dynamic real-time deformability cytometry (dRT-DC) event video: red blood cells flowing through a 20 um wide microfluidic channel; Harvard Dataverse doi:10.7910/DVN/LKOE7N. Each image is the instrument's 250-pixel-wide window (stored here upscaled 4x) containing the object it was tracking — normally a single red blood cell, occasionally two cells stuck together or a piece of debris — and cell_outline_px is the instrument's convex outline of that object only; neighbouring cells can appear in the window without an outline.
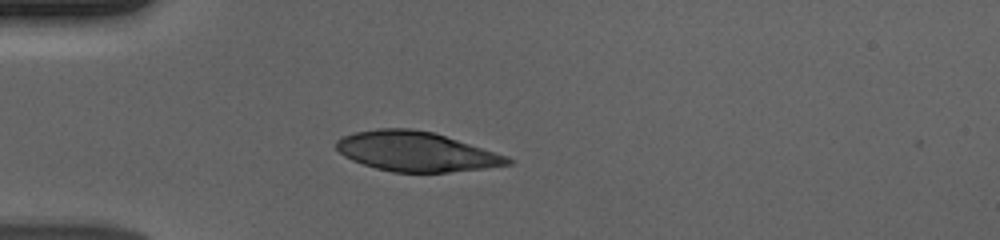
{"species": "human", "species_latin": "Homo sapiens", "temperature_condition": "cold", "stored_images_in_passage": 41, "camera_frame_rate_fps": 3000, "um_per_image_px": 0.085, "donor": {"sex": "male"}, "frame": {"image": 1, "passage_image": 1, "time_ms": 0.0, "image_size_px": [1000, 240], "cell_outline_px": [[516, 160], [512, 164], [484, 168], [448, 172], [392, 172], [376, 168], [352, 160], [344, 156], [336, 148], [336, 140], [352, 132], [376, 128], [412, 128], [432, 132], [508, 156]], "centroid_in_image_um": [35.36, 12.87], "position_along_channel_um": 49.6, "area_um2": 39.54}}
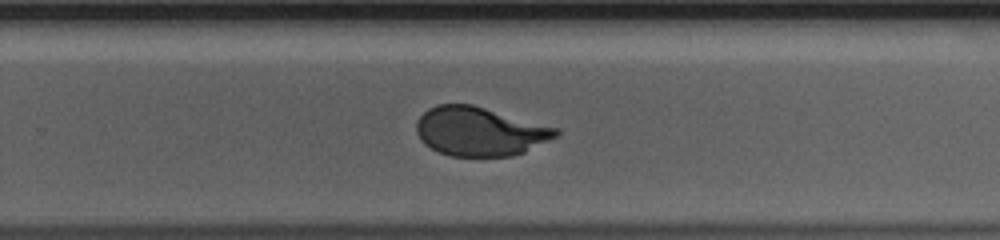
{"frame": {"image": 2, "passage_image": 22, "time_ms": 7.0, "image_size_px": [1000, 240], "cell_outline_px": [[560, 136], [524, 152], [512, 156], [452, 156], [440, 152], [424, 144], [420, 140], [416, 132], [416, 124], [420, 116], [428, 108], [436, 104], [472, 104], [560, 128]], "centroid_in_image_um": [40.81, 11.16], "position_along_channel_um": 289.0, "area_um2": 40.06}}
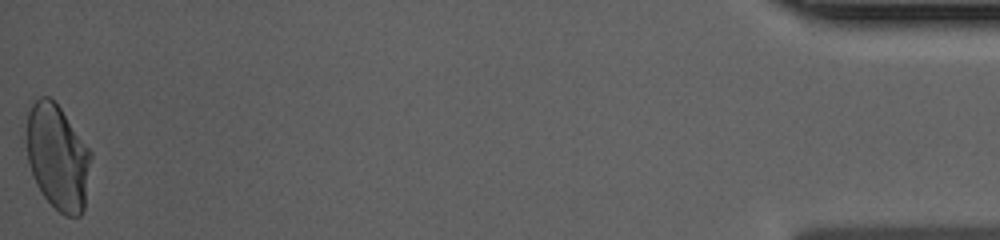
{"frame": {"image": 3, "passage_image": 41, "time_ms": 13.333, "image_size_px": [1000, 240], "cell_outline_px": [[92, 156], [84, 208], [80, 216], [64, 216], [44, 196], [36, 184], [28, 164], [24, 140], [28, 112], [32, 104], [40, 96], [48, 96], [60, 108], [92, 152]], "centroid_in_image_um": [4.87, 13.35], "position_along_channel_um": 430.3, "area_um2": 39.82}, "authors_computed_cell_mechanics": {"area_um2": 40.749, "velocity_mm_per_s": 3.6737, "shape_relaxation_time_tau1_ms": 5.1484, "shape_relaxation_time_tau2_ms": null, "deformation_change_tau1": 0.1998, "deformation_change_tau2": null}}